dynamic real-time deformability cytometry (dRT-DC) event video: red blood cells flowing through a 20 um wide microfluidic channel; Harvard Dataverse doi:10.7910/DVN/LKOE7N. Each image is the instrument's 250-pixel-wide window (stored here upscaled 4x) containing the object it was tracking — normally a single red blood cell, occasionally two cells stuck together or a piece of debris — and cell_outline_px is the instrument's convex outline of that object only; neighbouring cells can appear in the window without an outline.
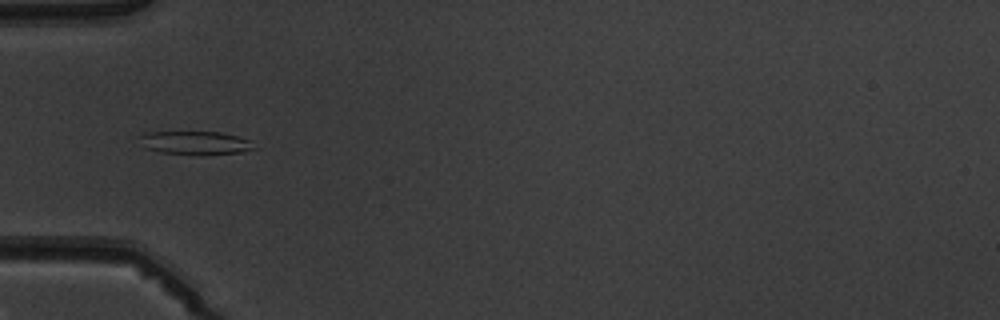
{"species": "common noctule bat (a hibernating species)", "species_latin": "Nyctalus noctula", "temperature_condition": "warm", "stored_images_in_passage": 5, "camera_frame_rate_fps": 3000, "um_per_image_px": 0.085, "animal": {"sex": "male", "body_mass_g": 19.5, "forearm_length_mm": 54.6}, "frame": {"image": 1, "passage_image": 4, "time_ms": 3.667, "image_size_px": [1000, 320], "cell_outline_px": [[256, 148], [240, 152], [204, 156], [196, 156], [160, 152], [144, 148], [136, 136], [148, 132], [220, 132], [252, 140]], "centroid_in_image_um": [16.57, 12.16], "position_along_channel_um": 68.4, "area_um2": 16.13}}
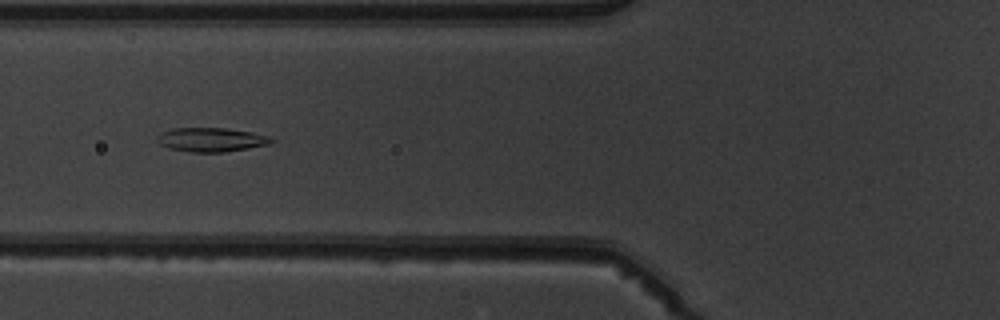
{"frame": {"image": 2, "passage_image": 5, "time_ms": 4.667, "image_size_px": [1000, 320], "cell_outline_px": [[276, 140], [268, 144], [248, 148], [224, 152], [188, 152], [168, 148], [160, 144], [156, 140], [156, 136], [160, 132], [172, 128], [224, 128], [252, 132], [268, 136]], "centroid_in_image_um": [17.9, 11.87], "position_along_channel_um": 107.9, "area_um2": 16.07}}